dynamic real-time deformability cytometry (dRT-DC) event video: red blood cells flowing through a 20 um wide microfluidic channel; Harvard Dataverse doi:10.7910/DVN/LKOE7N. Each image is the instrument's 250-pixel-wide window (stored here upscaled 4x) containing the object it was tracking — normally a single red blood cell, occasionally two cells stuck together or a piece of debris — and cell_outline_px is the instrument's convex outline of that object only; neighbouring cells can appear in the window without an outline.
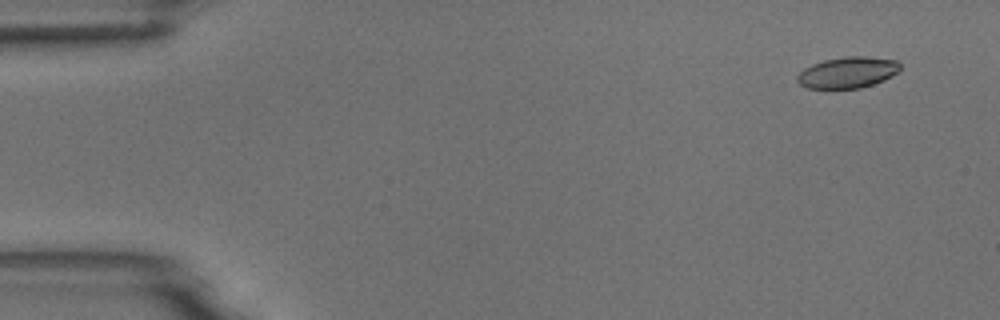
{"species": "common noctule bat (a hibernating species)", "species_latin": "Nyctalus noctula", "temperature_condition": "room temperature", "stored_images_in_passage": 6, "camera_frame_rate_fps": 3000, "um_per_image_px": 0.085, "animal": {"sex": "male", "body_mass_g": 18.8}, "frame": {"image": 1, "passage_image": 2, "time_ms": 1.0, "image_size_px": [1000, 320], "cell_outline_px": [[900, 68], [892, 76], [884, 80], [860, 88], [808, 88], [800, 84], [796, 80], [796, 76], [804, 68], [812, 64], [824, 60], [844, 56], [864, 56], [896, 60], [900, 64]], "centroid_in_image_um": [72.03, 6.15], "position_along_channel_um": 13.0, "area_um2": 18.61}}
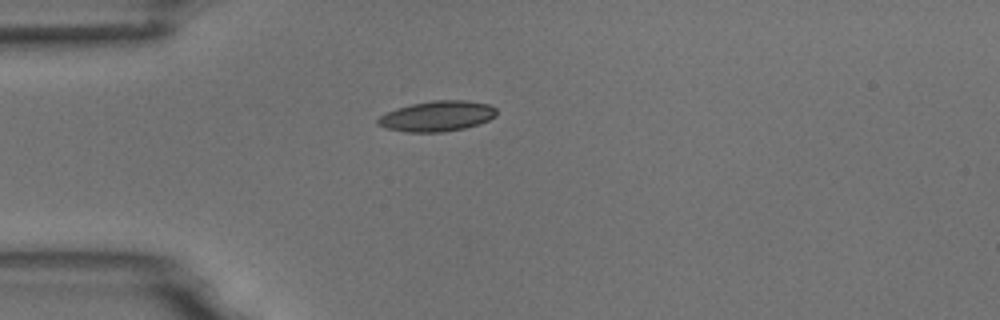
{"frame": {"image": 2, "passage_image": 5, "time_ms": 4.667, "image_size_px": [1000, 320], "cell_outline_px": [[496, 116], [488, 120], [464, 128], [444, 132], [404, 132], [388, 128], [376, 124], [376, 120], [384, 112], [396, 108], [412, 104], [432, 100], [464, 100], [488, 104], [496, 108]], "centroid_in_image_um": [37.12, 9.87], "position_along_channel_um": 47.9, "area_um2": 21.04}}